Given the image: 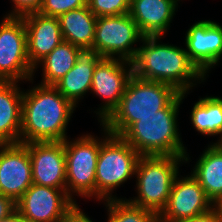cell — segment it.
<instances>
[{
	"mask_svg": "<svg viewBox=\"0 0 222 222\" xmlns=\"http://www.w3.org/2000/svg\"><path fill=\"white\" fill-rule=\"evenodd\" d=\"M160 39L162 36H144L132 61L134 76L169 84L180 93H189L206 80L186 48L162 43Z\"/></svg>",
	"mask_w": 222,
	"mask_h": 222,
	"instance_id": "cell-1",
	"label": "cell"
},
{
	"mask_svg": "<svg viewBox=\"0 0 222 222\" xmlns=\"http://www.w3.org/2000/svg\"><path fill=\"white\" fill-rule=\"evenodd\" d=\"M75 109L54 86L38 83L23 90L19 143L65 141Z\"/></svg>",
	"mask_w": 222,
	"mask_h": 222,
	"instance_id": "cell-2",
	"label": "cell"
},
{
	"mask_svg": "<svg viewBox=\"0 0 222 222\" xmlns=\"http://www.w3.org/2000/svg\"><path fill=\"white\" fill-rule=\"evenodd\" d=\"M187 94L180 93L155 115L140 117L121 137L141 156H185V163H188L191 159L183 144L177 120L180 105Z\"/></svg>",
	"mask_w": 222,
	"mask_h": 222,
	"instance_id": "cell-3",
	"label": "cell"
},
{
	"mask_svg": "<svg viewBox=\"0 0 222 222\" xmlns=\"http://www.w3.org/2000/svg\"><path fill=\"white\" fill-rule=\"evenodd\" d=\"M169 84L132 76L118 107L102 123L113 135L121 136L140 117L155 115L166 108L178 95Z\"/></svg>",
	"mask_w": 222,
	"mask_h": 222,
	"instance_id": "cell-4",
	"label": "cell"
},
{
	"mask_svg": "<svg viewBox=\"0 0 222 222\" xmlns=\"http://www.w3.org/2000/svg\"><path fill=\"white\" fill-rule=\"evenodd\" d=\"M183 163L185 156H140L135 170L137 197L127 200L159 215L166 207L172 183Z\"/></svg>",
	"mask_w": 222,
	"mask_h": 222,
	"instance_id": "cell-5",
	"label": "cell"
},
{
	"mask_svg": "<svg viewBox=\"0 0 222 222\" xmlns=\"http://www.w3.org/2000/svg\"><path fill=\"white\" fill-rule=\"evenodd\" d=\"M104 134L96 168V200L118 199L114 190L135 176L140 154L121 136L111 134L102 124Z\"/></svg>",
	"mask_w": 222,
	"mask_h": 222,
	"instance_id": "cell-6",
	"label": "cell"
},
{
	"mask_svg": "<svg viewBox=\"0 0 222 222\" xmlns=\"http://www.w3.org/2000/svg\"><path fill=\"white\" fill-rule=\"evenodd\" d=\"M100 147L101 139L90 133L64 141L66 192L76 204V195L96 200V168Z\"/></svg>",
	"mask_w": 222,
	"mask_h": 222,
	"instance_id": "cell-7",
	"label": "cell"
},
{
	"mask_svg": "<svg viewBox=\"0 0 222 222\" xmlns=\"http://www.w3.org/2000/svg\"><path fill=\"white\" fill-rule=\"evenodd\" d=\"M33 74L23 18L3 16L0 23V81H30L33 84Z\"/></svg>",
	"mask_w": 222,
	"mask_h": 222,
	"instance_id": "cell-8",
	"label": "cell"
},
{
	"mask_svg": "<svg viewBox=\"0 0 222 222\" xmlns=\"http://www.w3.org/2000/svg\"><path fill=\"white\" fill-rule=\"evenodd\" d=\"M144 38L136 22L127 14L97 17L93 47L102 58L132 62Z\"/></svg>",
	"mask_w": 222,
	"mask_h": 222,
	"instance_id": "cell-9",
	"label": "cell"
},
{
	"mask_svg": "<svg viewBox=\"0 0 222 222\" xmlns=\"http://www.w3.org/2000/svg\"><path fill=\"white\" fill-rule=\"evenodd\" d=\"M129 66V67H128ZM133 76L132 62L119 58H102L93 72L91 93L103 99L96 113L102 124L118 107L129 79Z\"/></svg>",
	"mask_w": 222,
	"mask_h": 222,
	"instance_id": "cell-10",
	"label": "cell"
},
{
	"mask_svg": "<svg viewBox=\"0 0 222 222\" xmlns=\"http://www.w3.org/2000/svg\"><path fill=\"white\" fill-rule=\"evenodd\" d=\"M215 205L191 174H177L166 207L158 215L159 222H182L209 212Z\"/></svg>",
	"mask_w": 222,
	"mask_h": 222,
	"instance_id": "cell-11",
	"label": "cell"
},
{
	"mask_svg": "<svg viewBox=\"0 0 222 222\" xmlns=\"http://www.w3.org/2000/svg\"><path fill=\"white\" fill-rule=\"evenodd\" d=\"M75 205L66 189L34 183L16 201V209L29 222H60Z\"/></svg>",
	"mask_w": 222,
	"mask_h": 222,
	"instance_id": "cell-12",
	"label": "cell"
},
{
	"mask_svg": "<svg viewBox=\"0 0 222 222\" xmlns=\"http://www.w3.org/2000/svg\"><path fill=\"white\" fill-rule=\"evenodd\" d=\"M33 184L31 158L25 144H0V194L15 202Z\"/></svg>",
	"mask_w": 222,
	"mask_h": 222,
	"instance_id": "cell-13",
	"label": "cell"
},
{
	"mask_svg": "<svg viewBox=\"0 0 222 222\" xmlns=\"http://www.w3.org/2000/svg\"><path fill=\"white\" fill-rule=\"evenodd\" d=\"M28 147L33 183L66 189V158L64 141L30 142Z\"/></svg>",
	"mask_w": 222,
	"mask_h": 222,
	"instance_id": "cell-14",
	"label": "cell"
},
{
	"mask_svg": "<svg viewBox=\"0 0 222 222\" xmlns=\"http://www.w3.org/2000/svg\"><path fill=\"white\" fill-rule=\"evenodd\" d=\"M185 46L192 62L209 76L222 58V25L212 20L195 22L185 33Z\"/></svg>",
	"mask_w": 222,
	"mask_h": 222,
	"instance_id": "cell-15",
	"label": "cell"
},
{
	"mask_svg": "<svg viewBox=\"0 0 222 222\" xmlns=\"http://www.w3.org/2000/svg\"><path fill=\"white\" fill-rule=\"evenodd\" d=\"M27 34V54L33 68L62 41L58 18L39 12L22 16Z\"/></svg>",
	"mask_w": 222,
	"mask_h": 222,
	"instance_id": "cell-16",
	"label": "cell"
},
{
	"mask_svg": "<svg viewBox=\"0 0 222 222\" xmlns=\"http://www.w3.org/2000/svg\"><path fill=\"white\" fill-rule=\"evenodd\" d=\"M102 59L93 46L78 47L76 64L64 75L54 87L75 107L89 91L93 72L97 63Z\"/></svg>",
	"mask_w": 222,
	"mask_h": 222,
	"instance_id": "cell-17",
	"label": "cell"
},
{
	"mask_svg": "<svg viewBox=\"0 0 222 222\" xmlns=\"http://www.w3.org/2000/svg\"><path fill=\"white\" fill-rule=\"evenodd\" d=\"M180 0H131L129 15L144 36L167 33L176 15Z\"/></svg>",
	"mask_w": 222,
	"mask_h": 222,
	"instance_id": "cell-18",
	"label": "cell"
},
{
	"mask_svg": "<svg viewBox=\"0 0 222 222\" xmlns=\"http://www.w3.org/2000/svg\"><path fill=\"white\" fill-rule=\"evenodd\" d=\"M18 83L0 81V144H17L20 140L23 90Z\"/></svg>",
	"mask_w": 222,
	"mask_h": 222,
	"instance_id": "cell-19",
	"label": "cell"
},
{
	"mask_svg": "<svg viewBox=\"0 0 222 222\" xmlns=\"http://www.w3.org/2000/svg\"><path fill=\"white\" fill-rule=\"evenodd\" d=\"M192 174L214 205L222 201V146L210 143L192 168Z\"/></svg>",
	"mask_w": 222,
	"mask_h": 222,
	"instance_id": "cell-20",
	"label": "cell"
},
{
	"mask_svg": "<svg viewBox=\"0 0 222 222\" xmlns=\"http://www.w3.org/2000/svg\"><path fill=\"white\" fill-rule=\"evenodd\" d=\"M63 41L76 47L93 46L97 17L88 5L58 17Z\"/></svg>",
	"mask_w": 222,
	"mask_h": 222,
	"instance_id": "cell-21",
	"label": "cell"
},
{
	"mask_svg": "<svg viewBox=\"0 0 222 222\" xmlns=\"http://www.w3.org/2000/svg\"><path fill=\"white\" fill-rule=\"evenodd\" d=\"M77 51L78 47L62 41L36 65L33 75L38 71L37 68L42 66L43 77L40 83L54 86L76 64Z\"/></svg>",
	"mask_w": 222,
	"mask_h": 222,
	"instance_id": "cell-22",
	"label": "cell"
},
{
	"mask_svg": "<svg viewBox=\"0 0 222 222\" xmlns=\"http://www.w3.org/2000/svg\"><path fill=\"white\" fill-rule=\"evenodd\" d=\"M190 120L194 129L201 135L220 136L216 142L222 140V98L206 96L200 98L192 107Z\"/></svg>",
	"mask_w": 222,
	"mask_h": 222,
	"instance_id": "cell-23",
	"label": "cell"
},
{
	"mask_svg": "<svg viewBox=\"0 0 222 222\" xmlns=\"http://www.w3.org/2000/svg\"><path fill=\"white\" fill-rule=\"evenodd\" d=\"M103 202L107 208V222H159L155 212L133 205L126 197Z\"/></svg>",
	"mask_w": 222,
	"mask_h": 222,
	"instance_id": "cell-24",
	"label": "cell"
},
{
	"mask_svg": "<svg viewBox=\"0 0 222 222\" xmlns=\"http://www.w3.org/2000/svg\"><path fill=\"white\" fill-rule=\"evenodd\" d=\"M131 0H87L89 9L96 17L129 13Z\"/></svg>",
	"mask_w": 222,
	"mask_h": 222,
	"instance_id": "cell-25",
	"label": "cell"
},
{
	"mask_svg": "<svg viewBox=\"0 0 222 222\" xmlns=\"http://www.w3.org/2000/svg\"><path fill=\"white\" fill-rule=\"evenodd\" d=\"M86 5L87 0H43L38 12L45 16L58 18L68 11Z\"/></svg>",
	"mask_w": 222,
	"mask_h": 222,
	"instance_id": "cell-26",
	"label": "cell"
},
{
	"mask_svg": "<svg viewBox=\"0 0 222 222\" xmlns=\"http://www.w3.org/2000/svg\"><path fill=\"white\" fill-rule=\"evenodd\" d=\"M13 6L11 11L5 16L22 17L29 13L38 12L43 0H11Z\"/></svg>",
	"mask_w": 222,
	"mask_h": 222,
	"instance_id": "cell-27",
	"label": "cell"
},
{
	"mask_svg": "<svg viewBox=\"0 0 222 222\" xmlns=\"http://www.w3.org/2000/svg\"><path fill=\"white\" fill-rule=\"evenodd\" d=\"M60 222H94L81 210L80 205L76 204Z\"/></svg>",
	"mask_w": 222,
	"mask_h": 222,
	"instance_id": "cell-28",
	"label": "cell"
},
{
	"mask_svg": "<svg viewBox=\"0 0 222 222\" xmlns=\"http://www.w3.org/2000/svg\"><path fill=\"white\" fill-rule=\"evenodd\" d=\"M182 222H222V216L219 210L216 208H212L209 212L202 214L197 217H193L188 220H184Z\"/></svg>",
	"mask_w": 222,
	"mask_h": 222,
	"instance_id": "cell-29",
	"label": "cell"
},
{
	"mask_svg": "<svg viewBox=\"0 0 222 222\" xmlns=\"http://www.w3.org/2000/svg\"><path fill=\"white\" fill-rule=\"evenodd\" d=\"M16 210V202L3 194H0V220L9 216Z\"/></svg>",
	"mask_w": 222,
	"mask_h": 222,
	"instance_id": "cell-30",
	"label": "cell"
},
{
	"mask_svg": "<svg viewBox=\"0 0 222 222\" xmlns=\"http://www.w3.org/2000/svg\"><path fill=\"white\" fill-rule=\"evenodd\" d=\"M0 222H29L17 209Z\"/></svg>",
	"mask_w": 222,
	"mask_h": 222,
	"instance_id": "cell-31",
	"label": "cell"
},
{
	"mask_svg": "<svg viewBox=\"0 0 222 222\" xmlns=\"http://www.w3.org/2000/svg\"><path fill=\"white\" fill-rule=\"evenodd\" d=\"M216 208L219 210L221 216H222V201H220L219 203H217L216 205Z\"/></svg>",
	"mask_w": 222,
	"mask_h": 222,
	"instance_id": "cell-32",
	"label": "cell"
}]
</instances>
